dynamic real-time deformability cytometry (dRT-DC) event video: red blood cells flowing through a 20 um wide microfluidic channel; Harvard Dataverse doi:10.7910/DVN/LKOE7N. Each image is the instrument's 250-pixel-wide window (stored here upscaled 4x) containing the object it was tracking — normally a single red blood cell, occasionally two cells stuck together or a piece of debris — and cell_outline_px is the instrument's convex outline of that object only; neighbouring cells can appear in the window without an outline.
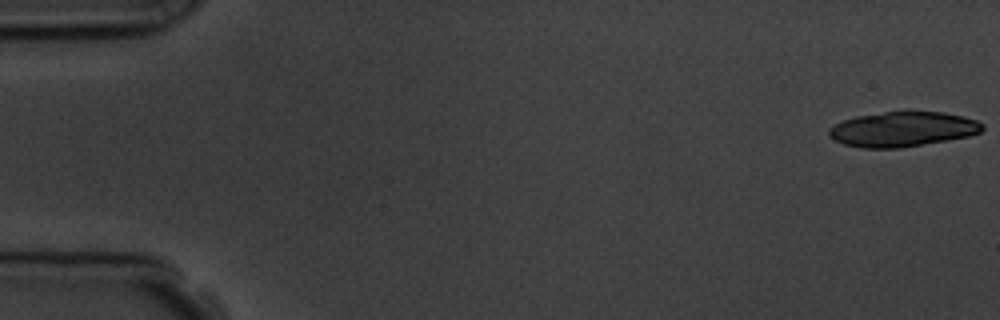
{"species": "common noctule bat (a hibernating species)", "species_latin": "Nyctalus noctula", "temperature_condition": "room temperature", "stored_images_in_passage": 10, "camera_frame_rate_fps": 3000, "um_per_image_px": 0.085, "animal": {"sex": "male", "body_mass_g": 19.5, "forearm_length_mm": 54.6}, "frame": {"image": 1, "passage_image": 1, "time_ms": 0.0, "image_size_px": [1000, 320], "cell_outline_px": [[984, 128], [980, 132], [968, 136], [948, 140], [900, 148], [860, 148], [844, 144], [828, 136], [828, 128], [844, 120], [856, 116], [884, 112], [944, 112], [964, 116], [976, 120], [984, 124]], "centroid_in_image_um": [76.73, 10.99], "position_along_channel_um": 8.3, "area_um2": 31.15}}
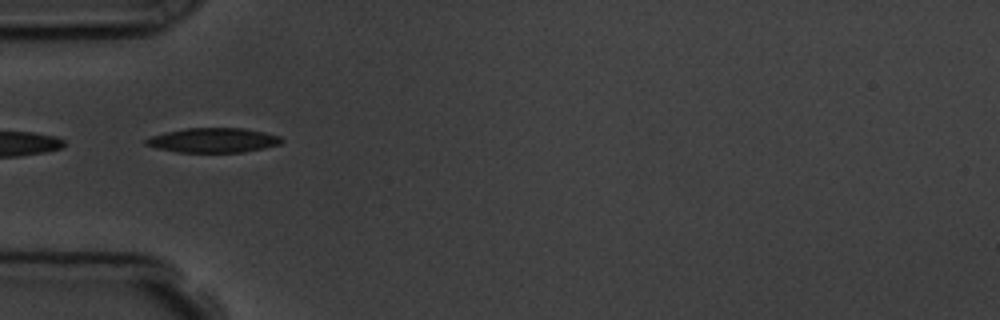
{"frame": {"image": 2, "passage_image": 5, "time_ms": 5.667, "image_size_px": [1000, 320], "cell_outline_px": [[284, 140], [280, 144], [264, 148], [244, 152], [176, 152], [156, 148], [144, 144], [144, 140], [152, 136], [164, 132], [188, 128], [244, 128], [264, 132], [280, 136]], "centroid_in_image_um": [18.12, 11.92], "position_along_channel_um": 66.9, "area_um2": 19.48}}
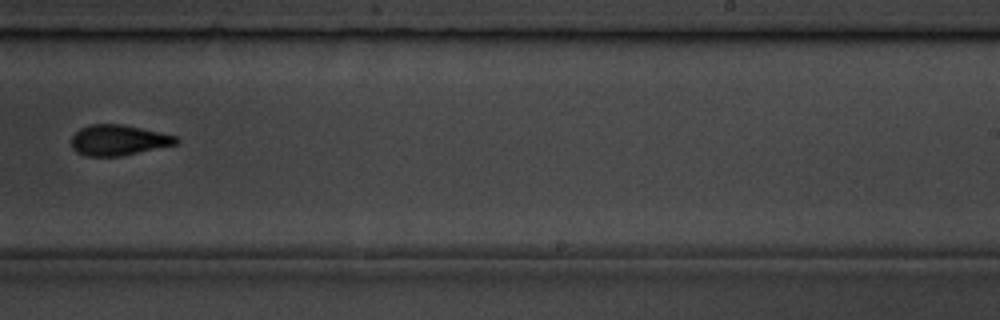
{"frame": {"image": 3, "passage_image": 10, "time_ms": 11.333, "image_size_px": [1000, 320], "cell_outline_px": [[180, 140], [176, 144], [120, 156], [88, 156], [76, 152], [72, 148], [72, 136], [80, 128], [88, 124], [120, 124], [160, 132], [176, 136]], "centroid_in_image_um": [10.04, 11.91], "position_along_channel_um": 279.0, "area_um2": 18.5}}